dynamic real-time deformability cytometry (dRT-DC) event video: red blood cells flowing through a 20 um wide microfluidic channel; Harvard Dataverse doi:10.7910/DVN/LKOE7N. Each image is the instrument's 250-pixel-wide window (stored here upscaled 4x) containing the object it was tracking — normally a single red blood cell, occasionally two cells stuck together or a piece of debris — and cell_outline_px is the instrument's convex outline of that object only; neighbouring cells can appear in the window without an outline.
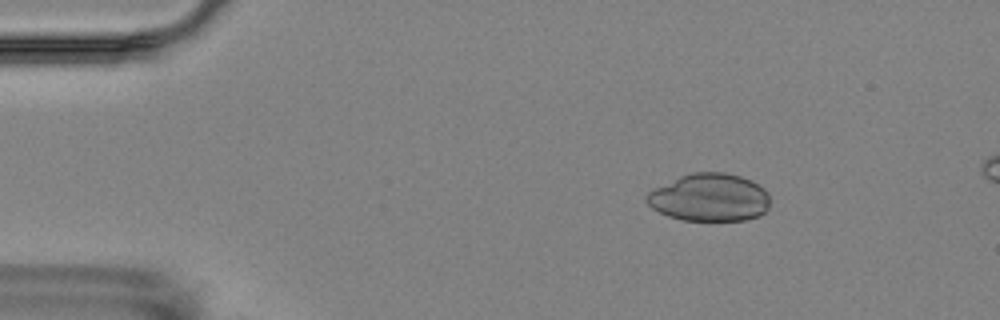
{"species": "Egyptian fruit bat (a non-hibernating species)", "species_latin": "Rousettus aegyptiacus", "temperature_condition": "room temperature", "stored_images_in_passage": 5, "camera_frame_rate_fps": 3000, "um_per_image_px": 0.085, "animal": {"sex": "female"}, "frame": {"image": 1, "passage_image": 2, "time_ms": 1.0, "image_size_px": [1000, 320], "cell_outline_px": [[768, 208], [760, 216], [744, 220], [684, 220], [668, 216], [652, 208], [644, 200], [644, 196], [648, 192], [680, 176], [692, 172], [724, 172], [740, 176], [752, 180], [764, 188], [768, 192]], "centroid_in_image_um": [60.31, 16.78], "position_along_channel_um": 24.7, "area_um2": 34.33}}